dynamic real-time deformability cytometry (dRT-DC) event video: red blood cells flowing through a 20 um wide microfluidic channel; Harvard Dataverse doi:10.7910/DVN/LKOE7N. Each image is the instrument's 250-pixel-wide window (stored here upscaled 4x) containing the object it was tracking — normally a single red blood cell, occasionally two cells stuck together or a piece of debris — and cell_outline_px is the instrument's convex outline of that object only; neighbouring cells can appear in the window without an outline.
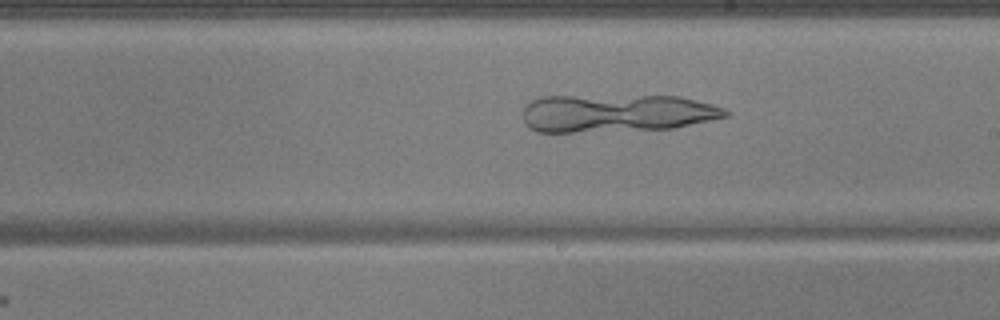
{"species": "common noctule bat (a hibernating species)", "species_latin": "Nyctalus noctula", "temperature_condition": "warm", "stored_images_in_passage": 53, "camera_frame_rate_fps": 3000, "um_per_image_px": 0.085, "animal": {"sex": "male", "body_mass_g": 17.9, "forearm_length_mm": 54.2}, "frame": {"image": 1, "passage_image": 31, "time_ms": 10.0, "image_size_px": [1000, 320], "cell_outline_px": [[728, 116], [672, 128], [572, 132], [536, 132], [528, 128], [524, 124], [524, 108], [532, 100], [540, 96], [680, 96], [712, 104], [724, 108], [728, 112]], "centroid_in_image_um": [52.36, 9.61], "position_along_channel_um": 236.6, "area_um2": 44.51}}